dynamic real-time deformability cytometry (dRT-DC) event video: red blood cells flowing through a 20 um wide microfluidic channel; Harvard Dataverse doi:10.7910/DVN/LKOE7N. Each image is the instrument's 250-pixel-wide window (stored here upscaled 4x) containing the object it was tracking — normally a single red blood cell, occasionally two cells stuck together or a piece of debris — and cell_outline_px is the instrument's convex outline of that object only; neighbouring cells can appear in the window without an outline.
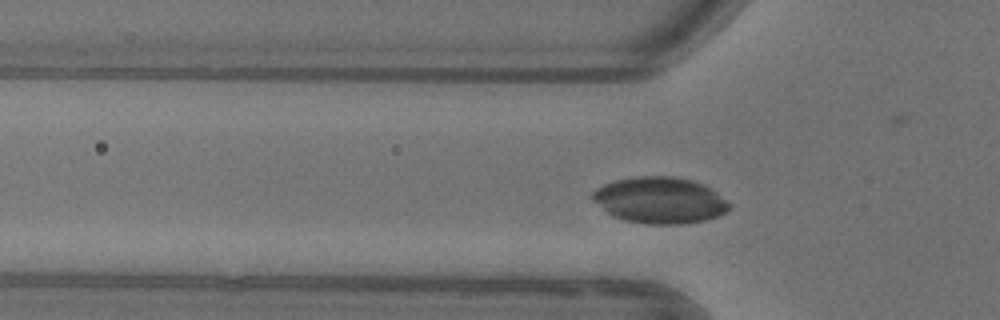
{"species": "common noctule bat (a hibernating species)", "species_latin": "Nyctalus noctula", "temperature_condition": "warm", "stored_images_in_passage": 14, "camera_frame_rate_fps": 3000, "um_per_image_px": 0.085, "animal": {"sex": "female"}, "frame": {"image": 1, "passage_image": 11, "time_ms": 3.333, "image_size_px": [1000, 320], "cell_outline_px": [[728, 208], [724, 212], [716, 216], [704, 220], [684, 224], [648, 224], [624, 220], [612, 216], [592, 200], [588, 196], [596, 188], [604, 184], [616, 180], [636, 176], [672, 176], [692, 180], [716, 192], [728, 204]], "centroid_in_image_um": [55.99, 17.02], "position_along_channel_um": 69.8, "area_um2": 36.59}}